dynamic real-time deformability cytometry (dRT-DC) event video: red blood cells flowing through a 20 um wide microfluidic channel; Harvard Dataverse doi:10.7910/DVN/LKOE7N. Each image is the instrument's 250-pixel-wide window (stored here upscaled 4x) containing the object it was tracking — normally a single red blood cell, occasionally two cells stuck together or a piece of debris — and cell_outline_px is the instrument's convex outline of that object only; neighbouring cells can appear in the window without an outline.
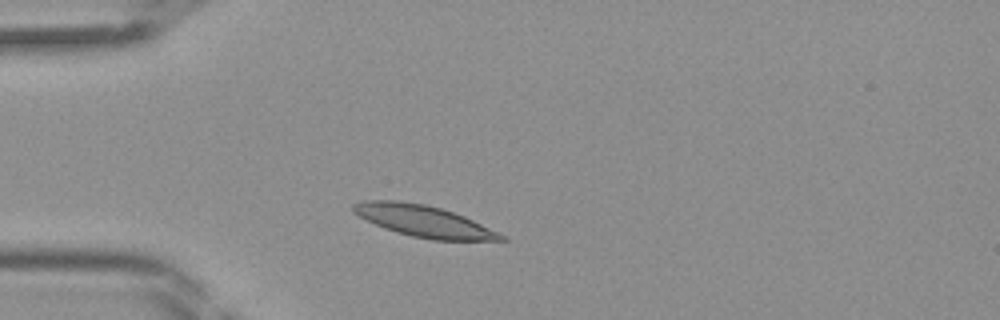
{"species": "Egyptian fruit bat (a non-hibernating species)", "species_latin": "Rousettus aegyptiacus", "temperature_condition": "room temperature", "stored_images_in_passage": 34, "camera_frame_rate_fps": 3000, "um_per_image_px": 0.085, "frame": {"image": 1, "passage_image": 2, "time_ms": 0.333, "image_size_px": [1000, 320], "cell_outline_px": [[508, 240], [432, 240], [412, 236], [396, 232], [384, 228], [352, 212], [352, 204], [364, 200], [400, 200], [424, 204], [440, 208], [464, 216], [504, 236]], "centroid_in_image_um": [35.95, 18.78], "position_along_channel_um": 49.0, "area_um2": 26.7}}
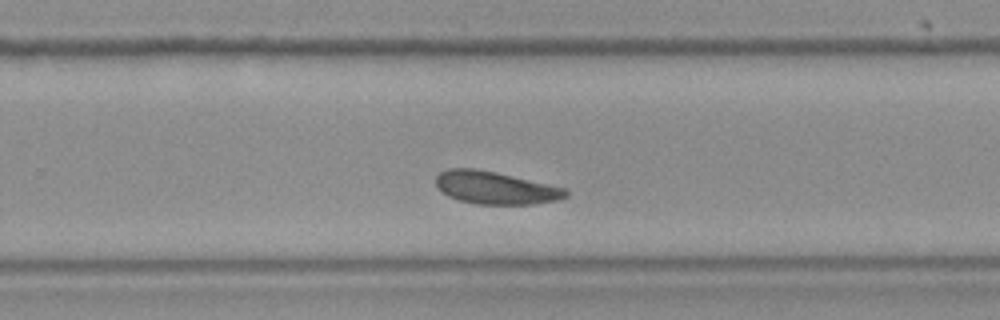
{"frame": {"image": 2, "passage_image": 19, "time_ms": 6.0, "image_size_px": [1000, 320], "cell_outline_px": [[568, 196], [556, 200], [532, 204], [476, 204], [460, 200], [448, 196], [440, 192], [436, 188], [436, 176], [440, 172], [448, 168], [476, 168], [496, 172], [564, 188], [568, 192]], "centroid_in_image_um": [42.04, 15.96], "position_along_channel_um": 287.8, "area_um2": 24.62}}
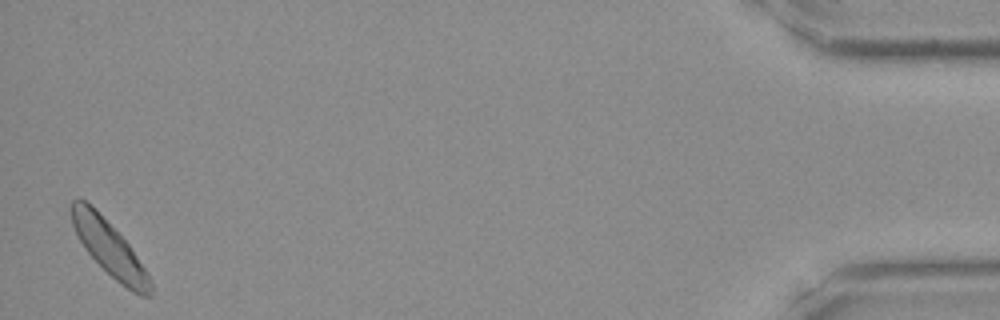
{"frame": {"image": 3, "passage_image": 34, "time_ms": 11.0, "image_size_px": [1000, 320], "cell_outline_px": [[152, 296], [140, 296], [132, 292], [120, 284], [84, 248], [72, 224], [68, 208], [68, 204], [72, 200], [84, 200], [128, 244], [148, 272], [152, 284]], "centroid_in_image_um": [9.3, 21.16], "position_along_channel_um": 425.9, "area_um2": 24.45}}